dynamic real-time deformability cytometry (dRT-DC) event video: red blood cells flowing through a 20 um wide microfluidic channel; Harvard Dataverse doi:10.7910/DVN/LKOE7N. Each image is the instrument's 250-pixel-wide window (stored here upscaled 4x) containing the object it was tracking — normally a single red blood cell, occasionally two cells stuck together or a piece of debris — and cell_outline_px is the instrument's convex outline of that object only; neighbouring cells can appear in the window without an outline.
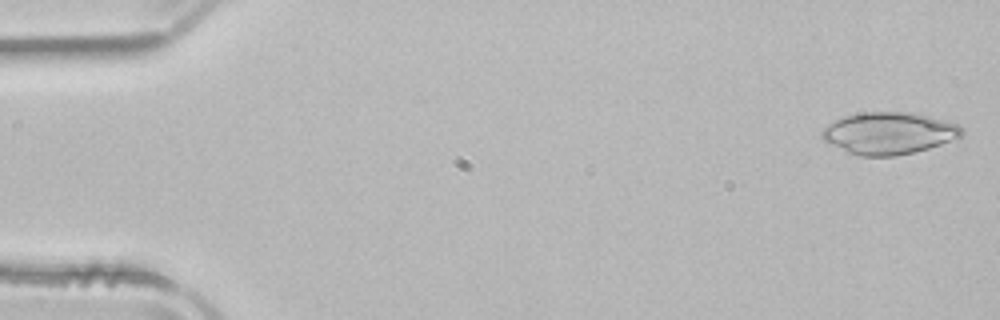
{"species": "common noctule bat (a hibernating species)", "species_latin": "Nyctalus noctula", "temperature_condition": "room temperature", "stored_images_in_passage": 5, "camera_frame_rate_fps": 3000, "um_per_image_px": 0.085, "animal": {"sex": "male", "body_mass_g": 21.5, "forearm_length_mm": 52.0}, "frame": {"image": 1, "passage_image": 1, "time_ms": 0.0, "image_size_px": [1000, 320], "cell_outline_px": [[964, 132], [960, 136], [940, 144], [928, 148], [896, 156], [860, 156], [848, 152], [824, 140], [820, 136], [820, 132], [828, 124], [844, 116], [860, 112], [912, 112], [944, 120], [956, 124], [964, 128]], "centroid_in_image_um": [75.53, 11.31], "position_along_channel_um": 9.5, "area_um2": 33.93}}